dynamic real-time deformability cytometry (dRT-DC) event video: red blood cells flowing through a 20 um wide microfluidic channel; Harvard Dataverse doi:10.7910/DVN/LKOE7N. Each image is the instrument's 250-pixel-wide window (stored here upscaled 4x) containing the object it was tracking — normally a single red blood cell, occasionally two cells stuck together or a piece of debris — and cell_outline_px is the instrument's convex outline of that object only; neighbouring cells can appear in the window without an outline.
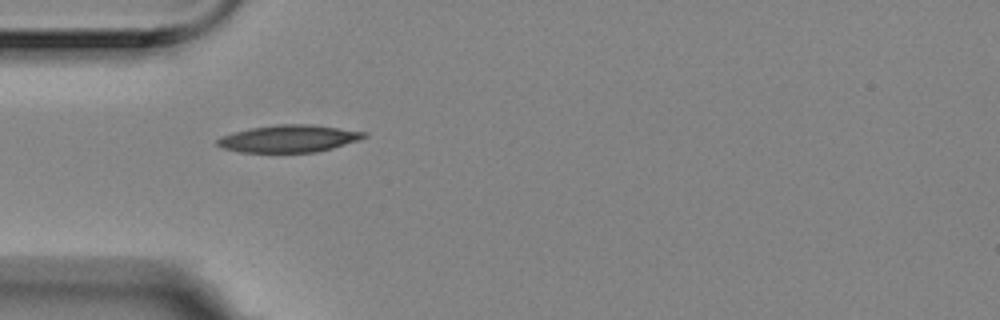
{"species": "Egyptian fruit bat (a non-hibernating species)", "species_latin": "Rousettus aegyptiacus", "temperature_condition": "room temperature", "stored_images_in_passage": 2, "camera_frame_rate_fps": 3000, "um_per_image_px": 0.085, "animal": {"sex": "female"}, "frame": {"image": 1, "passage_image": 1, "time_ms": 0.0, "image_size_px": [1000, 320], "cell_outline_px": [[368, 136], [332, 148], [316, 152], [240, 152], [220, 148], [216, 144], [216, 140], [220, 136], [252, 128], [276, 124], [312, 124], [364, 132]], "centroid_in_image_um": [24.49, 11.78], "position_along_channel_um": 60.5, "area_um2": 23.06}}
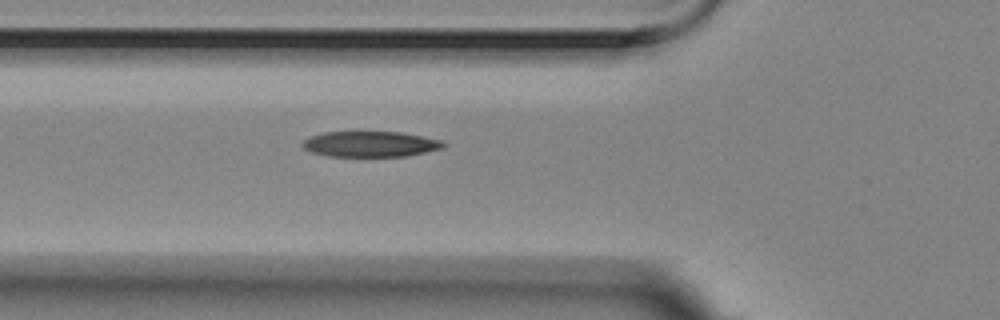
{"frame": {"image": 2, "passage_image": 2, "time_ms": 0.333, "image_size_px": [1000, 320], "cell_outline_px": [[448, 144], [444, 148], [404, 156], [328, 156], [312, 152], [304, 148], [300, 144], [304, 140], [312, 136], [324, 132], [400, 132], [444, 140]], "centroid_in_image_um": [31.52, 12.24], "position_along_channel_um": 94.3, "area_um2": 20.98}}